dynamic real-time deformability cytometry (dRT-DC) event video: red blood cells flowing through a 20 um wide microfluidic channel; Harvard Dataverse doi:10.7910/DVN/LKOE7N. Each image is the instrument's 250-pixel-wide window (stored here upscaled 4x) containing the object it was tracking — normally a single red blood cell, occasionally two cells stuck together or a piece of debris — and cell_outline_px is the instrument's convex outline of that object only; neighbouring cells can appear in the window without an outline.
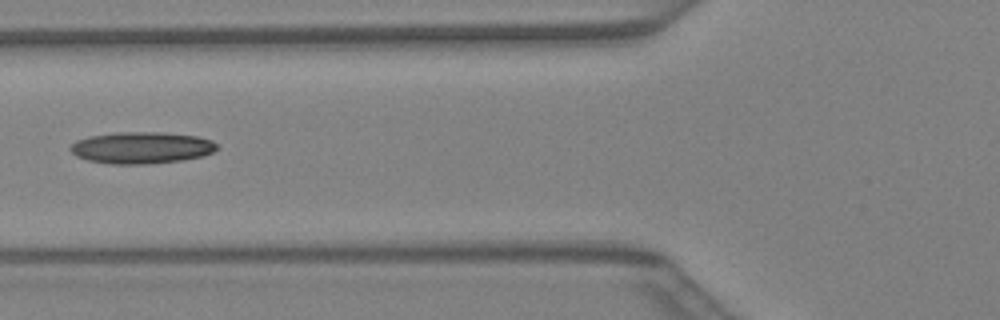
{"species": "Egyptian fruit bat (a non-hibernating species)", "species_latin": "Rousettus aegyptiacus", "temperature_condition": "warm", "stored_images_in_passage": 20, "camera_frame_rate_fps": 3000, "um_per_image_px": 0.085, "animal": {"sex": "female"}, "frame": {"image": 1, "passage_image": 6, "time_ms": 1.667, "image_size_px": [1000, 320], "cell_outline_px": [[220, 144], [212, 152], [204, 156], [184, 160], [148, 164], [112, 164], [88, 160], [76, 156], [72, 152], [72, 144], [76, 140], [88, 136], [116, 132], [160, 132], [196, 136], [212, 140]], "centroid_in_image_um": [12.06, 12.55], "position_along_channel_um": 113.7, "area_um2": 27.17}}